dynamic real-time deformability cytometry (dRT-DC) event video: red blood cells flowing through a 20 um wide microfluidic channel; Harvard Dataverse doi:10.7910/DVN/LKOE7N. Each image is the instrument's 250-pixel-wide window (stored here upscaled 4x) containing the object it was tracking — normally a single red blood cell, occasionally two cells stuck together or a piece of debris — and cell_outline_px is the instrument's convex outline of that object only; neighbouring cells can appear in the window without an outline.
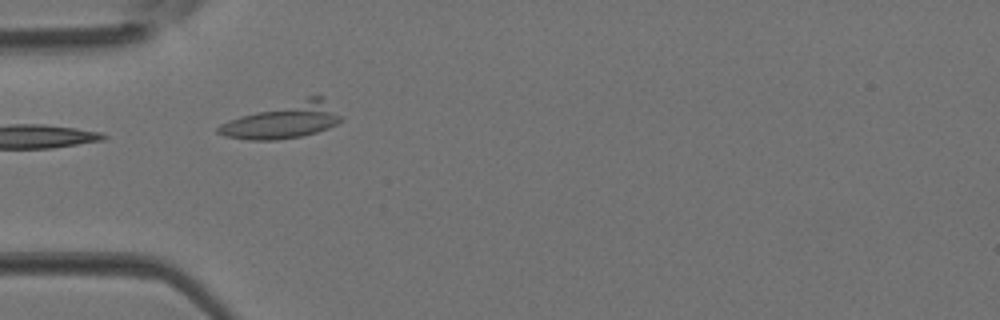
{"species": "Egyptian fruit bat (a non-hibernating species)", "species_latin": "Rousettus aegyptiacus", "temperature_condition": "room temperature", "stored_images_in_passage": 5, "camera_frame_rate_fps": 3000, "um_per_image_px": 0.085, "animal": {"sex": "female"}, "frame": {"image": 1, "passage_image": 4, "time_ms": 1.0, "image_size_px": [1000, 320], "cell_outline_px": [[344, 120], [328, 128], [316, 132], [300, 136], [276, 140], [248, 140], [224, 136], [216, 132], [216, 128], [220, 124], [240, 116], [308, 96], [320, 96]], "centroid_in_image_um": [24.04, 10.27], "position_along_channel_um": 61.0, "area_um2": 24.91}}